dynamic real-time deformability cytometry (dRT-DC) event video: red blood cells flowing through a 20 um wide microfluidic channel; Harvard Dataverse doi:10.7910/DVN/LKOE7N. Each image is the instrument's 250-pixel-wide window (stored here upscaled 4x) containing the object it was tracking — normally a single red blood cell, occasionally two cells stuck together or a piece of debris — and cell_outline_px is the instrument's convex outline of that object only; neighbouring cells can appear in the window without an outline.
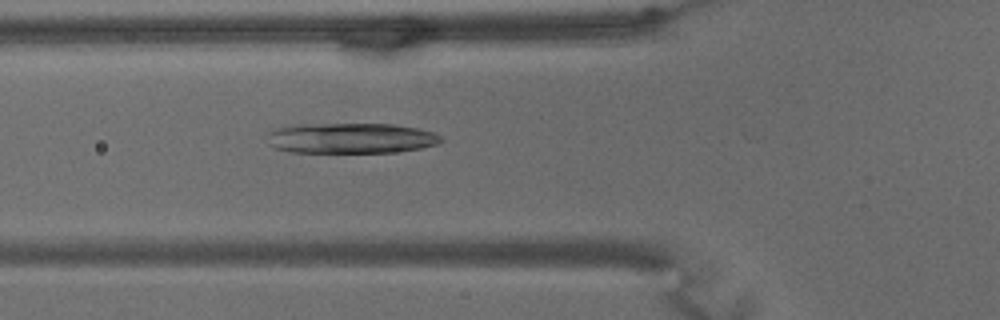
{"species": "common noctule bat (a hibernating species)", "species_latin": "Nyctalus noctula", "temperature_condition": "warm", "stored_images_in_passage": 28, "camera_frame_rate_fps": 3000, "um_per_image_px": 0.085, "animal": {"sex": "male", "body_mass_g": 15.6}, "frame": {"image": 1, "passage_image": 23, "time_ms": 7.333, "image_size_px": [1000, 320], "cell_outline_px": [[444, 140], [436, 144], [420, 148], [392, 152], [292, 152], [276, 148], [268, 144], [268, 132], [276, 128], [292, 124], [392, 124], [416, 128], [432, 132], [440, 136]], "centroid_in_image_um": [29.78, 11.74], "position_along_channel_um": 96.0, "area_um2": 30.75}}
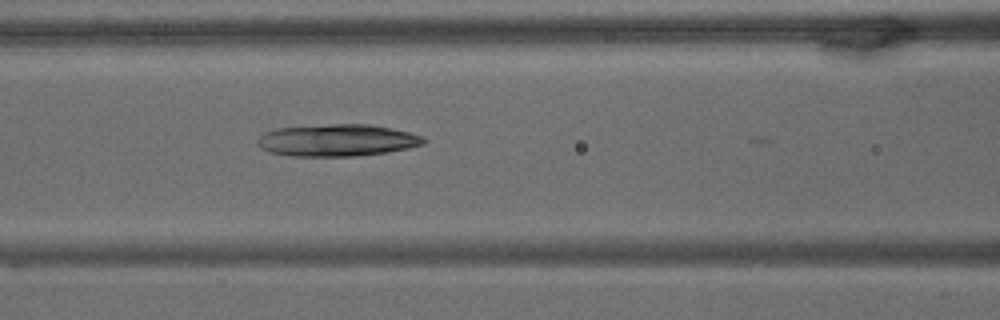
{"frame": {"image": 2, "passage_image": 27, "time_ms": 8.667, "image_size_px": [1000, 320], "cell_outline_px": [[428, 140], [424, 144], [408, 148], [388, 152], [356, 156], [292, 156], [272, 152], [264, 148], [256, 140], [264, 132], [276, 128], [328, 124], [368, 124], [392, 128], [424, 136]], "centroid_in_image_um": [28.72, 11.91], "position_along_channel_um": 137.9, "area_um2": 30.98}}